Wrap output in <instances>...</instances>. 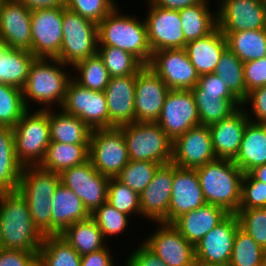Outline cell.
Wrapping results in <instances>:
<instances>
[{"label": "cell", "instance_id": "1", "mask_svg": "<svg viewBox=\"0 0 266 266\" xmlns=\"http://www.w3.org/2000/svg\"><path fill=\"white\" fill-rule=\"evenodd\" d=\"M44 237L19 191L0 192V248L39 253Z\"/></svg>", "mask_w": 266, "mask_h": 266}, {"label": "cell", "instance_id": "2", "mask_svg": "<svg viewBox=\"0 0 266 266\" xmlns=\"http://www.w3.org/2000/svg\"><path fill=\"white\" fill-rule=\"evenodd\" d=\"M65 66L67 65L56 58L34 59L28 79L22 88L23 101L27 109L30 110L31 102L42 104V107L44 105L45 108L41 109L45 110H55L53 104L59 105V108L62 106L68 83L72 79L70 72L67 73L64 69Z\"/></svg>", "mask_w": 266, "mask_h": 266}, {"label": "cell", "instance_id": "3", "mask_svg": "<svg viewBox=\"0 0 266 266\" xmlns=\"http://www.w3.org/2000/svg\"><path fill=\"white\" fill-rule=\"evenodd\" d=\"M204 199L236 214L240 206L243 171L231 159L217 158L196 168Z\"/></svg>", "mask_w": 266, "mask_h": 266}, {"label": "cell", "instance_id": "4", "mask_svg": "<svg viewBox=\"0 0 266 266\" xmlns=\"http://www.w3.org/2000/svg\"><path fill=\"white\" fill-rule=\"evenodd\" d=\"M116 6L98 26V46H112L135 56L144 66L152 57L145 21L121 14ZM138 19V20H137ZM100 44V45H99Z\"/></svg>", "mask_w": 266, "mask_h": 266}, {"label": "cell", "instance_id": "5", "mask_svg": "<svg viewBox=\"0 0 266 266\" xmlns=\"http://www.w3.org/2000/svg\"><path fill=\"white\" fill-rule=\"evenodd\" d=\"M60 183V173L39 166L23 167L21 172L18 191L28 203L32 221L44 236L51 235V201Z\"/></svg>", "mask_w": 266, "mask_h": 266}, {"label": "cell", "instance_id": "6", "mask_svg": "<svg viewBox=\"0 0 266 266\" xmlns=\"http://www.w3.org/2000/svg\"><path fill=\"white\" fill-rule=\"evenodd\" d=\"M118 128L124 134L129 160L171 163L173 141L156 122H133Z\"/></svg>", "mask_w": 266, "mask_h": 266}, {"label": "cell", "instance_id": "7", "mask_svg": "<svg viewBox=\"0 0 266 266\" xmlns=\"http://www.w3.org/2000/svg\"><path fill=\"white\" fill-rule=\"evenodd\" d=\"M31 111L27 109L13 127L15 153L23 167L39 166L51 142L48 109H37L33 113Z\"/></svg>", "mask_w": 266, "mask_h": 266}, {"label": "cell", "instance_id": "8", "mask_svg": "<svg viewBox=\"0 0 266 266\" xmlns=\"http://www.w3.org/2000/svg\"><path fill=\"white\" fill-rule=\"evenodd\" d=\"M63 38L58 60L73 68L77 63L97 54L98 26L63 5Z\"/></svg>", "mask_w": 266, "mask_h": 266}, {"label": "cell", "instance_id": "9", "mask_svg": "<svg viewBox=\"0 0 266 266\" xmlns=\"http://www.w3.org/2000/svg\"><path fill=\"white\" fill-rule=\"evenodd\" d=\"M89 160L99 173L115 178L130 161L123 132L118 127L92 130Z\"/></svg>", "mask_w": 266, "mask_h": 266}, {"label": "cell", "instance_id": "10", "mask_svg": "<svg viewBox=\"0 0 266 266\" xmlns=\"http://www.w3.org/2000/svg\"><path fill=\"white\" fill-rule=\"evenodd\" d=\"M61 108L80 118L91 130L108 129V108L103 91L83 87L72 78Z\"/></svg>", "mask_w": 266, "mask_h": 266}, {"label": "cell", "instance_id": "11", "mask_svg": "<svg viewBox=\"0 0 266 266\" xmlns=\"http://www.w3.org/2000/svg\"><path fill=\"white\" fill-rule=\"evenodd\" d=\"M60 178L61 183L81 199L90 214L107 202L110 178L99 173L90 160L63 170Z\"/></svg>", "mask_w": 266, "mask_h": 266}, {"label": "cell", "instance_id": "12", "mask_svg": "<svg viewBox=\"0 0 266 266\" xmlns=\"http://www.w3.org/2000/svg\"><path fill=\"white\" fill-rule=\"evenodd\" d=\"M62 20L63 5L32 9V54L36 58H58L63 38Z\"/></svg>", "mask_w": 266, "mask_h": 266}, {"label": "cell", "instance_id": "13", "mask_svg": "<svg viewBox=\"0 0 266 266\" xmlns=\"http://www.w3.org/2000/svg\"><path fill=\"white\" fill-rule=\"evenodd\" d=\"M148 67L172 90H192L199 80L184 48L152 52Z\"/></svg>", "mask_w": 266, "mask_h": 266}, {"label": "cell", "instance_id": "14", "mask_svg": "<svg viewBox=\"0 0 266 266\" xmlns=\"http://www.w3.org/2000/svg\"><path fill=\"white\" fill-rule=\"evenodd\" d=\"M145 1L149 10L144 20L151 51L185 48L179 10L157 7L150 0Z\"/></svg>", "mask_w": 266, "mask_h": 266}, {"label": "cell", "instance_id": "15", "mask_svg": "<svg viewBox=\"0 0 266 266\" xmlns=\"http://www.w3.org/2000/svg\"><path fill=\"white\" fill-rule=\"evenodd\" d=\"M156 123L172 141L188 129L200 125L198 109L191 90L170 89Z\"/></svg>", "mask_w": 266, "mask_h": 266}, {"label": "cell", "instance_id": "16", "mask_svg": "<svg viewBox=\"0 0 266 266\" xmlns=\"http://www.w3.org/2000/svg\"><path fill=\"white\" fill-rule=\"evenodd\" d=\"M240 227L236 214H229L210 230L195 246L197 265L225 266L229 264L234 238Z\"/></svg>", "mask_w": 266, "mask_h": 266}, {"label": "cell", "instance_id": "17", "mask_svg": "<svg viewBox=\"0 0 266 266\" xmlns=\"http://www.w3.org/2000/svg\"><path fill=\"white\" fill-rule=\"evenodd\" d=\"M143 244L168 266H196L194 245L168 223H157Z\"/></svg>", "mask_w": 266, "mask_h": 266}, {"label": "cell", "instance_id": "18", "mask_svg": "<svg viewBox=\"0 0 266 266\" xmlns=\"http://www.w3.org/2000/svg\"><path fill=\"white\" fill-rule=\"evenodd\" d=\"M215 159L209 126L192 127L173 141L171 163L177 167L196 169Z\"/></svg>", "mask_w": 266, "mask_h": 266}, {"label": "cell", "instance_id": "19", "mask_svg": "<svg viewBox=\"0 0 266 266\" xmlns=\"http://www.w3.org/2000/svg\"><path fill=\"white\" fill-rule=\"evenodd\" d=\"M217 27L222 32L266 28V11L262 0H220Z\"/></svg>", "mask_w": 266, "mask_h": 266}, {"label": "cell", "instance_id": "20", "mask_svg": "<svg viewBox=\"0 0 266 266\" xmlns=\"http://www.w3.org/2000/svg\"><path fill=\"white\" fill-rule=\"evenodd\" d=\"M170 89L148 66L136 74L135 122H156Z\"/></svg>", "mask_w": 266, "mask_h": 266}, {"label": "cell", "instance_id": "21", "mask_svg": "<svg viewBox=\"0 0 266 266\" xmlns=\"http://www.w3.org/2000/svg\"><path fill=\"white\" fill-rule=\"evenodd\" d=\"M174 164L161 165L148 186L140 193L141 216L152 222L167 223L172 193Z\"/></svg>", "mask_w": 266, "mask_h": 266}, {"label": "cell", "instance_id": "22", "mask_svg": "<svg viewBox=\"0 0 266 266\" xmlns=\"http://www.w3.org/2000/svg\"><path fill=\"white\" fill-rule=\"evenodd\" d=\"M31 14L22 2L5 0L0 9V35L8 48L32 52Z\"/></svg>", "mask_w": 266, "mask_h": 266}, {"label": "cell", "instance_id": "23", "mask_svg": "<svg viewBox=\"0 0 266 266\" xmlns=\"http://www.w3.org/2000/svg\"><path fill=\"white\" fill-rule=\"evenodd\" d=\"M206 204L196 169L181 168L174 164L172 193L167 223Z\"/></svg>", "mask_w": 266, "mask_h": 266}, {"label": "cell", "instance_id": "24", "mask_svg": "<svg viewBox=\"0 0 266 266\" xmlns=\"http://www.w3.org/2000/svg\"><path fill=\"white\" fill-rule=\"evenodd\" d=\"M136 74L110 78L104 92L108 108V128L135 122Z\"/></svg>", "mask_w": 266, "mask_h": 266}, {"label": "cell", "instance_id": "25", "mask_svg": "<svg viewBox=\"0 0 266 266\" xmlns=\"http://www.w3.org/2000/svg\"><path fill=\"white\" fill-rule=\"evenodd\" d=\"M249 118L241 106L229 117L209 126L216 158L233 160L240 148Z\"/></svg>", "mask_w": 266, "mask_h": 266}, {"label": "cell", "instance_id": "26", "mask_svg": "<svg viewBox=\"0 0 266 266\" xmlns=\"http://www.w3.org/2000/svg\"><path fill=\"white\" fill-rule=\"evenodd\" d=\"M229 213L216 205L205 204L178 217L172 225L194 246Z\"/></svg>", "mask_w": 266, "mask_h": 266}, {"label": "cell", "instance_id": "27", "mask_svg": "<svg viewBox=\"0 0 266 266\" xmlns=\"http://www.w3.org/2000/svg\"><path fill=\"white\" fill-rule=\"evenodd\" d=\"M51 202V235H60L73 223L91 217L81 199L62 183L56 188Z\"/></svg>", "mask_w": 266, "mask_h": 266}, {"label": "cell", "instance_id": "28", "mask_svg": "<svg viewBox=\"0 0 266 266\" xmlns=\"http://www.w3.org/2000/svg\"><path fill=\"white\" fill-rule=\"evenodd\" d=\"M226 36L217 27L209 35L186 43L185 50L199 76L214 73L222 53L227 49Z\"/></svg>", "mask_w": 266, "mask_h": 266}, {"label": "cell", "instance_id": "29", "mask_svg": "<svg viewBox=\"0 0 266 266\" xmlns=\"http://www.w3.org/2000/svg\"><path fill=\"white\" fill-rule=\"evenodd\" d=\"M233 161L244 174L266 164V129L261 123L248 122Z\"/></svg>", "mask_w": 266, "mask_h": 266}, {"label": "cell", "instance_id": "30", "mask_svg": "<svg viewBox=\"0 0 266 266\" xmlns=\"http://www.w3.org/2000/svg\"><path fill=\"white\" fill-rule=\"evenodd\" d=\"M50 140L64 144H89L92 130L77 116L48 109Z\"/></svg>", "mask_w": 266, "mask_h": 266}, {"label": "cell", "instance_id": "31", "mask_svg": "<svg viewBox=\"0 0 266 266\" xmlns=\"http://www.w3.org/2000/svg\"><path fill=\"white\" fill-rule=\"evenodd\" d=\"M22 169L15 153L13 128L0 126V192L18 190Z\"/></svg>", "mask_w": 266, "mask_h": 266}, {"label": "cell", "instance_id": "32", "mask_svg": "<svg viewBox=\"0 0 266 266\" xmlns=\"http://www.w3.org/2000/svg\"><path fill=\"white\" fill-rule=\"evenodd\" d=\"M89 160V144H64L51 141L39 167L56 173Z\"/></svg>", "mask_w": 266, "mask_h": 266}, {"label": "cell", "instance_id": "33", "mask_svg": "<svg viewBox=\"0 0 266 266\" xmlns=\"http://www.w3.org/2000/svg\"><path fill=\"white\" fill-rule=\"evenodd\" d=\"M209 0L179 10L185 45L190 41L203 38L217 28V12L212 14Z\"/></svg>", "mask_w": 266, "mask_h": 266}, {"label": "cell", "instance_id": "34", "mask_svg": "<svg viewBox=\"0 0 266 266\" xmlns=\"http://www.w3.org/2000/svg\"><path fill=\"white\" fill-rule=\"evenodd\" d=\"M60 236L81 256L99 251L107 246L102 231L91 217L73 223Z\"/></svg>", "mask_w": 266, "mask_h": 266}, {"label": "cell", "instance_id": "35", "mask_svg": "<svg viewBox=\"0 0 266 266\" xmlns=\"http://www.w3.org/2000/svg\"><path fill=\"white\" fill-rule=\"evenodd\" d=\"M35 58L28 50L6 47L0 54V83L22 89Z\"/></svg>", "mask_w": 266, "mask_h": 266}, {"label": "cell", "instance_id": "36", "mask_svg": "<svg viewBox=\"0 0 266 266\" xmlns=\"http://www.w3.org/2000/svg\"><path fill=\"white\" fill-rule=\"evenodd\" d=\"M222 33L226 36L227 47L242 62L266 56V28Z\"/></svg>", "mask_w": 266, "mask_h": 266}, {"label": "cell", "instance_id": "37", "mask_svg": "<svg viewBox=\"0 0 266 266\" xmlns=\"http://www.w3.org/2000/svg\"><path fill=\"white\" fill-rule=\"evenodd\" d=\"M81 255L60 235H46L38 254V266H80Z\"/></svg>", "mask_w": 266, "mask_h": 266}, {"label": "cell", "instance_id": "38", "mask_svg": "<svg viewBox=\"0 0 266 266\" xmlns=\"http://www.w3.org/2000/svg\"><path fill=\"white\" fill-rule=\"evenodd\" d=\"M200 125L210 126L229 117L242 102L239 99H224L211 95H194Z\"/></svg>", "mask_w": 266, "mask_h": 266}, {"label": "cell", "instance_id": "39", "mask_svg": "<svg viewBox=\"0 0 266 266\" xmlns=\"http://www.w3.org/2000/svg\"><path fill=\"white\" fill-rule=\"evenodd\" d=\"M214 73L241 102L247 97L243 62L229 48L222 53Z\"/></svg>", "mask_w": 266, "mask_h": 266}, {"label": "cell", "instance_id": "40", "mask_svg": "<svg viewBox=\"0 0 266 266\" xmlns=\"http://www.w3.org/2000/svg\"><path fill=\"white\" fill-rule=\"evenodd\" d=\"M265 249L243 231L237 229L229 266H264Z\"/></svg>", "mask_w": 266, "mask_h": 266}, {"label": "cell", "instance_id": "41", "mask_svg": "<svg viewBox=\"0 0 266 266\" xmlns=\"http://www.w3.org/2000/svg\"><path fill=\"white\" fill-rule=\"evenodd\" d=\"M110 78L137 74L144 65L132 54L112 46H98Z\"/></svg>", "mask_w": 266, "mask_h": 266}, {"label": "cell", "instance_id": "42", "mask_svg": "<svg viewBox=\"0 0 266 266\" xmlns=\"http://www.w3.org/2000/svg\"><path fill=\"white\" fill-rule=\"evenodd\" d=\"M73 69L78 71V75H72V78L88 89L104 91L109 83V73L98 53L80 61Z\"/></svg>", "mask_w": 266, "mask_h": 266}, {"label": "cell", "instance_id": "43", "mask_svg": "<svg viewBox=\"0 0 266 266\" xmlns=\"http://www.w3.org/2000/svg\"><path fill=\"white\" fill-rule=\"evenodd\" d=\"M26 110L22 89L0 83V126L13 128Z\"/></svg>", "mask_w": 266, "mask_h": 266}, {"label": "cell", "instance_id": "44", "mask_svg": "<svg viewBox=\"0 0 266 266\" xmlns=\"http://www.w3.org/2000/svg\"><path fill=\"white\" fill-rule=\"evenodd\" d=\"M160 166L155 162L130 160L115 178L140 195Z\"/></svg>", "mask_w": 266, "mask_h": 266}, {"label": "cell", "instance_id": "45", "mask_svg": "<svg viewBox=\"0 0 266 266\" xmlns=\"http://www.w3.org/2000/svg\"><path fill=\"white\" fill-rule=\"evenodd\" d=\"M107 202L119 212L130 217L135 213L141 216L139 194L116 178L109 179Z\"/></svg>", "mask_w": 266, "mask_h": 266}, {"label": "cell", "instance_id": "46", "mask_svg": "<svg viewBox=\"0 0 266 266\" xmlns=\"http://www.w3.org/2000/svg\"><path fill=\"white\" fill-rule=\"evenodd\" d=\"M91 218L102 231L104 239L107 240L109 236L112 237L125 231L130 217L105 202L91 214Z\"/></svg>", "mask_w": 266, "mask_h": 266}, {"label": "cell", "instance_id": "47", "mask_svg": "<svg viewBox=\"0 0 266 266\" xmlns=\"http://www.w3.org/2000/svg\"><path fill=\"white\" fill-rule=\"evenodd\" d=\"M240 228L266 249V208L238 210Z\"/></svg>", "mask_w": 266, "mask_h": 266}, {"label": "cell", "instance_id": "48", "mask_svg": "<svg viewBox=\"0 0 266 266\" xmlns=\"http://www.w3.org/2000/svg\"><path fill=\"white\" fill-rule=\"evenodd\" d=\"M114 0H64V6L94 23L101 22L118 4Z\"/></svg>", "mask_w": 266, "mask_h": 266}, {"label": "cell", "instance_id": "49", "mask_svg": "<svg viewBox=\"0 0 266 266\" xmlns=\"http://www.w3.org/2000/svg\"><path fill=\"white\" fill-rule=\"evenodd\" d=\"M253 208H266V184L245 173L241 183L239 210Z\"/></svg>", "mask_w": 266, "mask_h": 266}, {"label": "cell", "instance_id": "50", "mask_svg": "<svg viewBox=\"0 0 266 266\" xmlns=\"http://www.w3.org/2000/svg\"><path fill=\"white\" fill-rule=\"evenodd\" d=\"M193 95H211L224 99H238L215 73L199 76L197 85L191 90Z\"/></svg>", "mask_w": 266, "mask_h": 266}, {"label": "cell", "instance_id": "51", "mask_svg": "<svg viewBox=\"0 0 266 266\" xmlns=\"http://www.w3.org/2000/svg\"><path fill=\"white\" fill-rule=\"evenodd\" d=\"M243 68L246 94L253 89L266 86V56L243 62Z\"/></svg>", "mask_w": 266, "mask_h": 266}, {"label": "cell", "instance_id": "52", "mask_svg": "<svg viewBox=\"0 0 266 266\" xmlns=\"http://www.w3.org/2000/svg\"><path fill=\"white\" fill-rule=\"evenodd\" d=\"M251 105V113L246 110L245 105L247 106L248 103ZM242 107H244L245 111L247 112V116L249 121L255 123H261L266 119V86H262L252 91L248 92L247 97L242 101ZM253 115H249V114ZM256 118V119H255Z\"/></svg>", "mask_w": 266, "mask_h": 266}, {"label": "cell", "instance_id": "53", "mask_svg": "<svg viewBox=\"0 0 266 266\" xmlns=\"http://www.w3.org/2000/svg\"><path fill=\"white\" fill-rule=\"evenodd\" d=\"M35 252L0 248V266H38Z\"/></svg>", "mask_w": 266, "mask_h": 266}, {"label": "cell", "instance_id": "54", "mask_svg": "<svg viewBox=\"0 0 266 266\" xmlns=\"http://www.w3.org/2000/svg\"><path fill=\"white\" fill-rule=\"evenodd\" d=\"M126 266H168L143 243L128 256Z\"/></svg>", "mask_w": 266, "mask_h": 266}, {"label": "cell", "instance_id": "55", "mask_svg": "<svg viewBox=\"0 0 266 266\" xmlns=\"http://www.w3.org/2000/svg\"><path fill=\"white\" fill-rule=\"evenodd\" d=\"M115 264L108 246L99 251L81 256L80 262V266H115Z\"/></svg>", "mask_w": 266, "mask_h": 266}, {"label": "cell", "instance_id": "56", "mask_svg": "<svg viewBox=\"0 0 266 266\" xmlns=\"http://www.w3.org/2000/svg\"><path fill=\"white\" fill-rule=\"evenodd\" d=\"M155 6L171 9L181 10L187 7H191L200 4L203 0H150Z\"/></svg>", "mask_w": 266, "mask_h": 266}, {"label": "cell", "instance_id": "57", "mask_svg": "<svg viewBox=\"0 0 266 266\" xmlns=\"http://www.w3.org/2000/svg\"><path fill=\"white\" fill-rule=\"evenodd\" d=\"M29 9L59 7L64 5V0H17Z\"/></svg>", "mask_w": 266, "mask_h": 266}, {"label": "cell", "instance_id": "58", "mask_svg": "<svg viewBox=\"0 0 266 266\" xmlns=\"http://www.w3.org/2000/svg\"><path fill=\"white\" fill-rule=\"evenodd\" d=\"M248 174L254 180L262 181L266 184V164L252 169Z\"/></svg>", "mask_w": 266, "mask_h": 266}, {"label": "cell", "instance_id": "59", "mask_svg": "<svg viewBox=\"0 0 266 266\" xmlns=\"http://www.w3.org/2000/svg\"><path fill=\"white\" fill-rule=\"evenodd\" d=\"M6 44L4 39L2 38V36L0 35V54L4 51V49L6 48Z\"/></svg>", "mask_w": 266, "mask_h": 266}, {"label": "cell", "instance_id": "60", "mask_svg": "<svg viewBox=\"0 0 266 266\" xmlns=\"http://www.w3.org/2000/svg\"><path fill=\"white\" fill-rule=\"evenodd\" d=\"M261 124L265 127V129H266V119L263 121V122H261Z\"/></svg>", "mask_w": 266, "mask_h": 266}, {"label": "cell", "instance_id": "61", "mask_svg": "<svg viewBox=\"0 0 266 266\" xmlns=\"http://www.w3.org/2000/svg\"><path fill=\"white\" fill-rule=\"evenodd\" d=\"M264 266H266V249H265Z\"/></svg>", "mask_w": 266, "mask_h": 266}, {"label": "cell", "instance_id": "62", "mask_svg": "<svg viewBox=\"0 0 266 266\" xmlns=\"http://www.w3.org/2000/svg\"><path fill=\"white\" fill-rule=\"evenodd\" d=\"M262 1H263V4H264L265 11H266V0H262Z\"/></svg>", "mask_w": 266, "mask_h": 266}, {"label": "cell", "instance_id": "63", "mask_svg": "<svg viewBox=\"0 0 266 266\" xmlns=\"http://www.w3.org/2000/svg\"><path fill=\"white\" fill-rule=\"evenodd\" d=\"M4 1H5V0H0V9H1L2 4H3Z\"/></svg>", "mask_w": 266, "mask_h": 266}, {"label": "cell", "instance_id": "64", "mask_svg": "<svg viewBox=\"0 0 266 266\" xmlns=\"http://www.w3.org/2000/svg\"><path fill=\"white\" fill-rule=\"evenodd\" d=\"M196 266H209V265H197V264H196ZM225 266H229V265H225Z\"/></svg>", "mask_w": 266, "mask_h": 266}]
</instances>
